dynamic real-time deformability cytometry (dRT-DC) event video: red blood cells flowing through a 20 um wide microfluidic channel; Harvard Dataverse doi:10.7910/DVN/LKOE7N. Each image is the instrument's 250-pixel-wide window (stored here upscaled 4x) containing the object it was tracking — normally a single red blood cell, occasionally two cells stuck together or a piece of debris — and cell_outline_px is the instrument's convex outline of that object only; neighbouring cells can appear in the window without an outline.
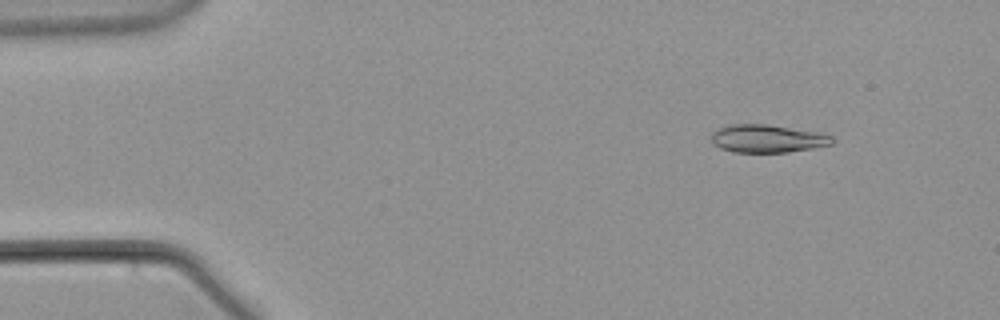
{"species": "common noctule bat (a hibernating species)", "species_latin": "Nyctalus noctula", "temperature_condition": "warm", "stored_images_in_passage": 57, "camera_frame_rate_fps": 3000, "um_per_image_px": 0.085, "animal": {"sex": "male", "body_mass_g": 21.5, "forearm_length_mm": 52.0}, "frame": {"image": 1, "passage_image": 7, "time_ms": 2.0, "image_size_px": [1000, 320], "cell_outline_px": [[836, 140], [832, 144], [812, 148], [788, 152], [732, 152], [720, 148], [712, 144], [712, 132], [716, 128], [728, 124], [768, 124], [816, 132], [832, 136]], "centroid_in_image_um": [65.19, 11.78], "position_along_channel_um": 19.8, "area_um2": 19.77}}
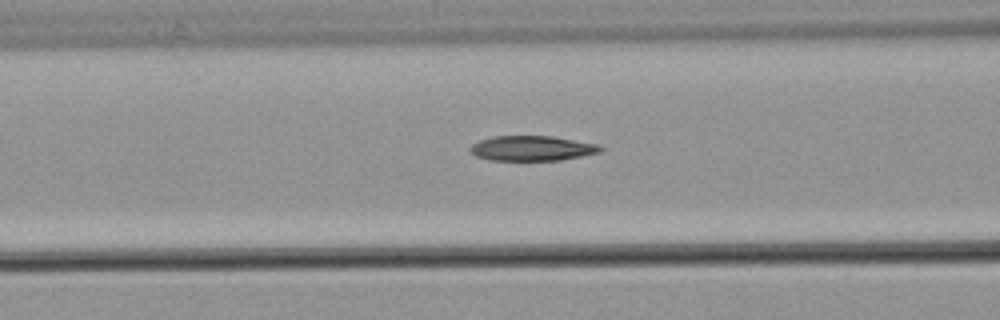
{"frame": {"image": 2, "passage_image": 23, "time_ms": 7.333, "image_size_px": [1000, 320], "cell_outline_px": [[604, 148], [600, 152], [560, 160], [488, 160], [476, 156], [468, 148], [472, 144], [480, 140], [492, 136], [552, 136], [600, 144]], "centroid_in_image_um": [45.23, 12.6], "position_along_channel_um": 121.4, "area_um2": 19.02}}
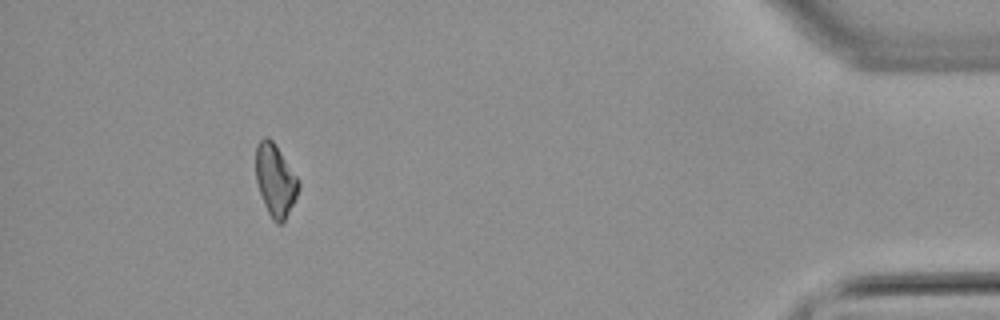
{"frame": {"image": 3, "passage_image": 52, "time_ms": 17.0, "image_size_px": [1000, 320], "cell_outline_px": [[300, 188], [284, 220], [280, 224], [276, 224], [272, 220], [264, 204], [256, 180], [256, 144], [264, 136], [268, 136], [272, 140], [296, 176], [300, 184]], "centroid_in_image_um": [23.38, 15.31], "position_along_channel_um": 411.8, "area_um2": 17.63}}